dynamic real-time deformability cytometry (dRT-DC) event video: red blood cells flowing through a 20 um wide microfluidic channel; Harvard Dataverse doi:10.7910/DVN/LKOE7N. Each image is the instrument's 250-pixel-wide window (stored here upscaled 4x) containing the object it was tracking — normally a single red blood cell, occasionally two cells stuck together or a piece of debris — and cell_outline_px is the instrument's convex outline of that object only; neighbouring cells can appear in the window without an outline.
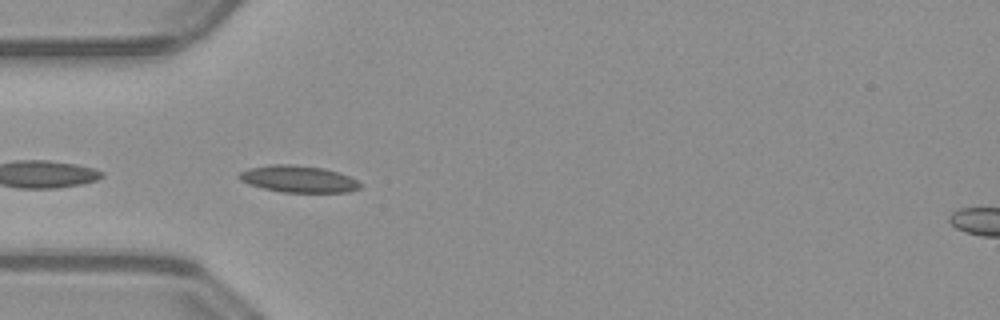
{"species": "common noctule bat (a hibernating species)", "species_latin": "Nyctalus noctula", "temperature_condition": "warm", "stored_images_in_passage": 41, "camera_frame_rate_fps": 3000, "um_per_image_px": 0.085, "animal": {"sex": "male", "body_mass_g": 23.1, "forearm_length_mm": 52.7}, "frame": {"image": 1, "passage_image": 15, "time_ms": 4.667, "image_size_px": [1000, 320], "cell_outline_px": [[360, 188], [348, 192], [280, 192], [248, 184], [240, 180], [236, 176], [240, 172], [248, 168], [268, 164], [296, 164], [324, 168], [340, 172], [356, 180], [360, 184]], "centroid_in_image_um": [25.32, 15.2], "position_along_channel_um": 59.7, "area_um2": 19.07}}
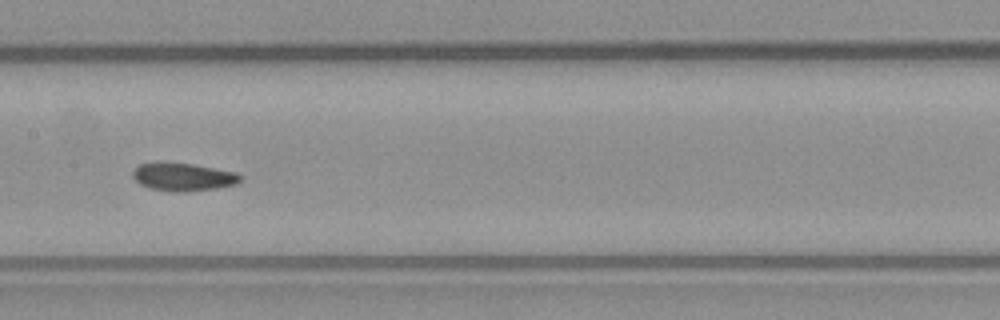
{"frame": {"image": 2, "passage_image": 25, "time_ms": 8.0, "image_size_px": [1000, 320], "cell_outline_px": [[244, 176], [236, 184], [216, 188], [184, 192], [172, 192], [148, 188], [140, 184], [132, 176], [132, 172], [140, 164], [188, 164], [236, 172]], "centroid_in_image_um": [15.59, 15.08], "position_along_channel_um": 191.8, "area_um2": 17.05}}
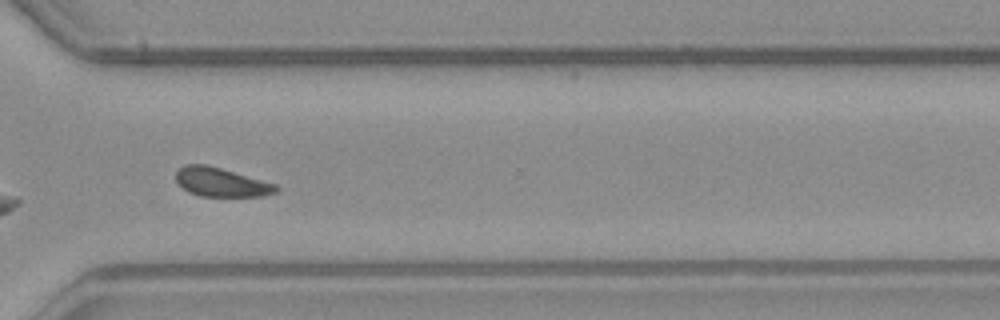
{"frame": {"image": 3, "passage_image": 37, "time_ms": 12.0, "image_size_px": [1000, 320], "cell_outline_px": [[280, 188], [276, 192], [264, 196], [200, 196], [188, 192], [176, 180], [176, 172], [184, 164], [204, 164], [220, 168], [276, 184]], "centroid_in_image_um": [18.8, 15.49], "position_along_channel_um": 351.8, "area_um2": 16.7}, "authors_computed_cell_mechanics": {"area_um2": 17.8024, "velocity_mm_per_s": 4.0057, "shape_relaxation_time_tau1_ms": null, "shape_relaxation_time_tau2_ms": 6.7184, "deformation_change_tau1": null, "deformation_change_tau2": 0.1135}}